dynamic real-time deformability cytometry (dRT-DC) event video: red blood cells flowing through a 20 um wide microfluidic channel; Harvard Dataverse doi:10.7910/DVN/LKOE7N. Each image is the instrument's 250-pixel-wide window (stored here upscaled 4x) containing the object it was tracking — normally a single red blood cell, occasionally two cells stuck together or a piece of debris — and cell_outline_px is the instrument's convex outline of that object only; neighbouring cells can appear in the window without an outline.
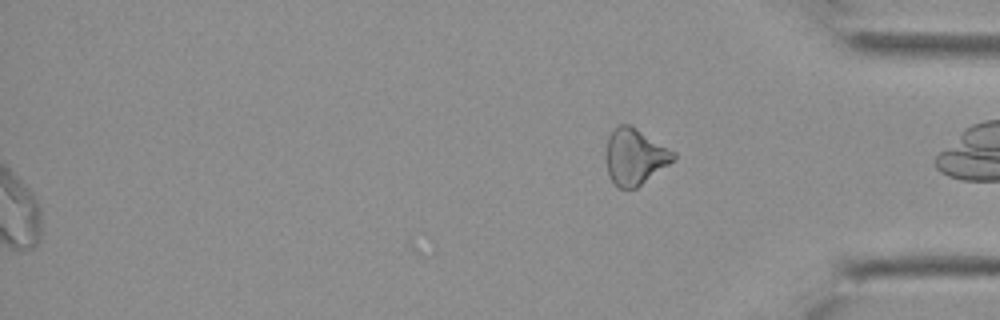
{"species": "Egyptian fruit bat (a non-hibernating species)", "species_latin": "Rousettus aegyptiacus", "temperature_condition": "cold", "stored_images_in_passage": 28, "segment_of_instrument_passage": [2, 2], "camera_frame_rate_fps": 3000, "um_per_image_px": 0.085, "animal": {"sex": "female"}, "frame": {"image": 1, "passage_image": 28, "time_ms": 9.0, "image_size_px": [1000, 320], "cell_outline_px": [[676, 156], [668, 164], [636, 188], [616, 188], [608, 172], [604, 160], [604, 152], [608, 136], [620, 124], [628, 124], [636, 128], [676, 152]], "centroid_in_image_um": [53.91, 13.31], "position_along_channel_um": 381.3, "area_um2": 21.96}}